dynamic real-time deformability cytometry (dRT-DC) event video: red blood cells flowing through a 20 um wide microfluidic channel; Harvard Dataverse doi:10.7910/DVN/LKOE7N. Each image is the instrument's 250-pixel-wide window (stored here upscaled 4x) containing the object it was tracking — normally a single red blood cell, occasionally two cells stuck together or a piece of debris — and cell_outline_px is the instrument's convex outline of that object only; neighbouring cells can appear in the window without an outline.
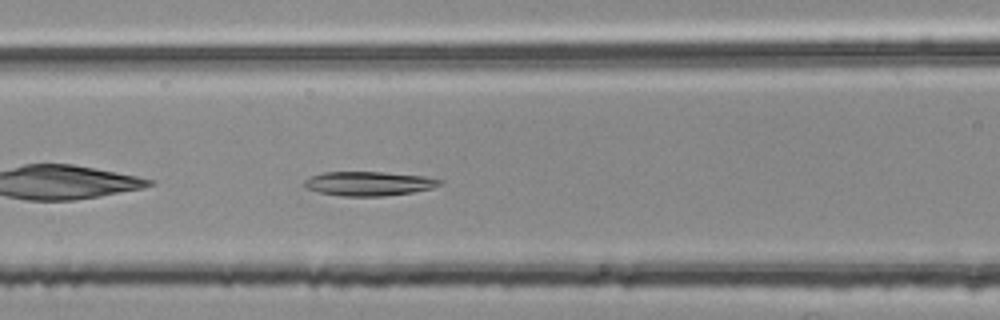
{"species": "common noctule bat (a hibernating species)", "species_latin": "Nyctalus noctula", "temperature_condition": "room temperature", "stored_images_in_passage": 37, "camera_frame_rate_fps": 3000, "um_per_image_px": 0.085, "animal": {"sex": "female", "body_mass_g": 25.1}, "frame": {"image": 1, "passage_image": 7, "time_ms": 2.0, "image_size_px": [1000, 320], "cell_outline_px": [[444, 184], [432, 188], [412, 192], [384, 196], [340, 196], [316, 192], [304, 188], [304, 180], [312, 176], [324, 172], [384, 172], [424, 176], [444, 180]], "centroid_in_image_um": [31.35, 15.61], "position_along_channel_um": 135.3, "area_um2": 19.31}}
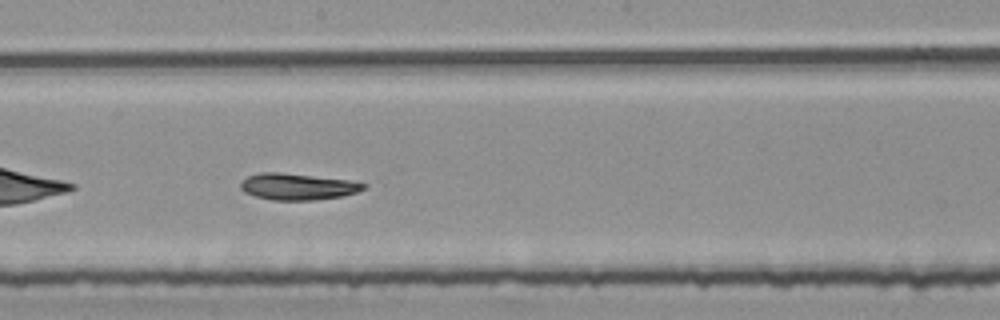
{"frame": {"image": 2, "passage_image": 14, "time_ms": 4.333, "image_size_px": [1000, 320], "cell_outline_px": [[368, 184], [364, 188], [356, 192], [344, 196], [312, 200], [272, 200], [256, 196], [244, 192], [240, 188], [240, 180], [248, 176], [260, 172], [280, 172], [348, 180]], "centroid_in_image_um": [25.26, 15.86], "position_along_channel_um": 222.9, "area_um2": 18.96}}
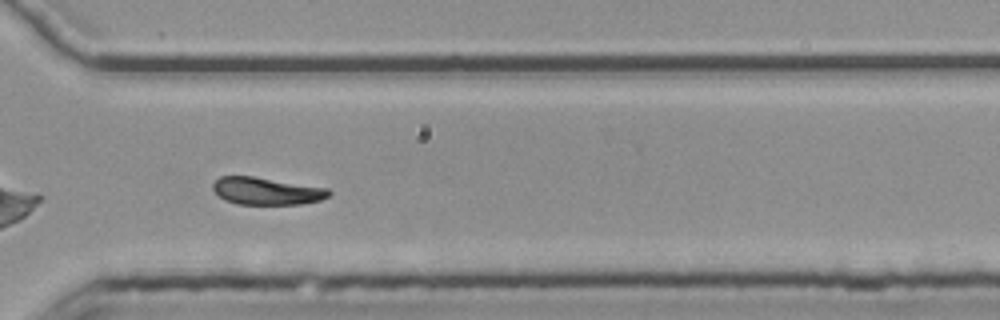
{"frame": {"image": 3, "passage_image": 24, "time_ms": 7.667, "image_size_px": [1000, 320], "cell_outline_px": [[332, 192], [328, 196], [320, 200], [300, 204], [236, 204], [224, 200], [212, 188], [212, 184], [220, 176], [252, 176], [328, 188]], "centroid_in_image_um": [22.64, 16.24], "position_along_channel_um": 348.0, "area_um2": 18.38}, "authors_computed_cell_mechanics": {"area_um2": 18.8428, "velocity_mm_per_s": 3.7649, "shape_relaxation_time_tau1_ms": 6.3125, "shape_relaxation_time_tau2_ms": 10.5653, "deformation_change_tau1": 0.1829, "deformation_change_tau2": 0.1982}}